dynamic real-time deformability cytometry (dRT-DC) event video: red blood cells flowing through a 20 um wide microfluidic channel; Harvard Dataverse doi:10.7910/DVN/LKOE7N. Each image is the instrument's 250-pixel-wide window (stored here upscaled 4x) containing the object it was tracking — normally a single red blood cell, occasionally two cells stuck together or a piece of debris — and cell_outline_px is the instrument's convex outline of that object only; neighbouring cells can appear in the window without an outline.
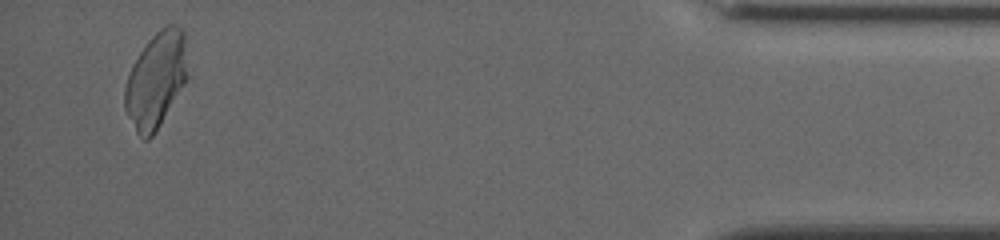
{"species": "common noctule bat (a hibernating species)", "species_latin": "Nyctalus noctula", "temperature_condition": "cold", "stored_images_in_passage": 63, "camera_frame_rate_fps": 3000, "um_per_image_px": 0.085, "animal": {"sex": "female", "body_mass_g": 19.5, "forearm_length_mm": 54.1}, "frame": {"image": 1, "passage_image": 58, "time_ms": 13.333, "image_size_px": [1000, 240], "cell_outline_px": [[188, 76], [184, 84], [160, 124], [152, 136], [148, 140], [144, 140], [136, 132], [124, 108], [124, 88], [132, 64], [148, 40], [160, 28], [168, 24], [176, 24], [184, 32]], "centroid_in_image_um": [13.25, 6.77], "position_along_channel_um": 422.0, "area_um2": 34.74}}